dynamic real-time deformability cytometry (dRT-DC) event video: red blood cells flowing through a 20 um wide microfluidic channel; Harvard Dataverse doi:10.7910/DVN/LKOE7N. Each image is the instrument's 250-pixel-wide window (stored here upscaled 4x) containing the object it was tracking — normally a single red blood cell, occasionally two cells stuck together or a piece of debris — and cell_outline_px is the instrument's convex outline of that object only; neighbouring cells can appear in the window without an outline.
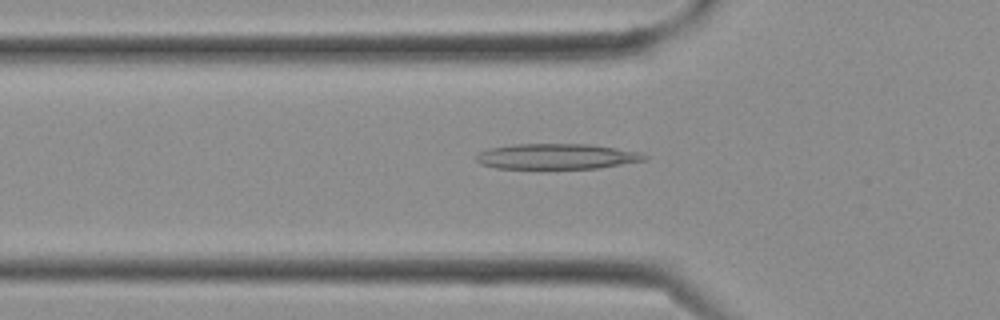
{"species": "Egyptian fruit bat (a non-hibernating species)", "species_latin": "Rousettus aegyptiacus", "temperature_condition": "cold", "stored_images_in_passage": 18, "camera_frame_rate_fps": 3000, "um_per_image_px": 0.085, "frame": {"image": 1, "passage_image": 6, "time_ms": 1.667, "image_size_px": [1000, 320], "cell_outline_px": [[648, 160], [600, 168], [496, 168], [480, 164], [476, 160], [476, 156], [480, 152], [488, 148], [516, 144], [588, 144], [616, 148], [640, 152], [648, 156]], "centroid_in_image_um": [47.35, 13.29], "position_along_channel_um": 78.4, "area_um2": 24.97}}
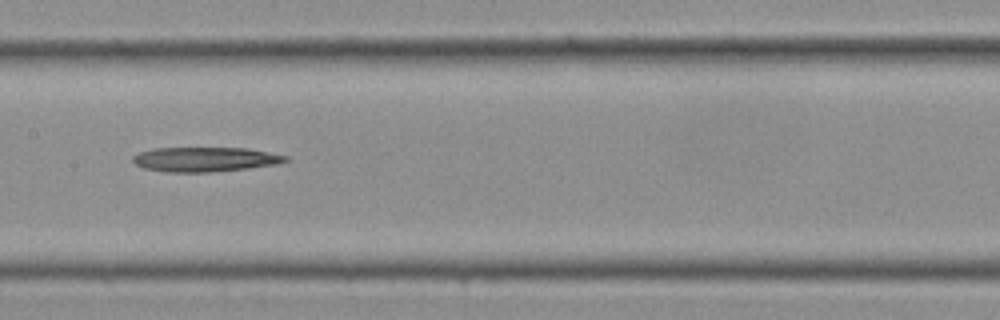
{"frame": {"image": 2, "passage_image": 11, "time_ms": 3.333, "image_size_px": [1000, 320], "cell_outline_px": [[288, 160], [280, 164], [248, 168], [212, 172], [164, 172], [144, 168], [136, 164], [132, 160], [132, 156], [140, 152], [152, 148], [248, 148], [288, 156]], "centroid_in_image_um": [17.43, 13.54], "position_along_channel_um": 190.0, "area_um2": 21.96}}
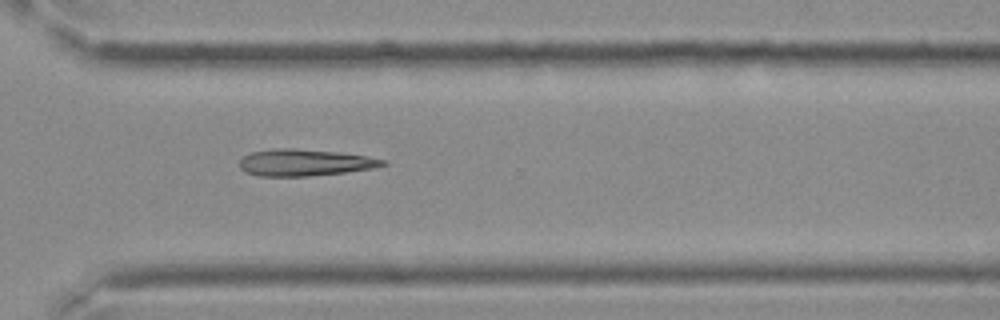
{"frame": {"image": 3, "passage_image": 18, "time_ms": 5.667, "image_size_px": [1000, 320], "cell_outline_px": [[388, 164], [376, 168], [344, 172], [308, 176], [260, 176], [244, 172], [240, 168], [240, 160], [244, 156], [252, 152], [276, 148], [292, 148], [336, 152], [364, 156], [388, 160]], "centroid_in_image_um": [25.91, 13.82], "position_along_channel_um": 344.7, "area_um2": 22.2}}